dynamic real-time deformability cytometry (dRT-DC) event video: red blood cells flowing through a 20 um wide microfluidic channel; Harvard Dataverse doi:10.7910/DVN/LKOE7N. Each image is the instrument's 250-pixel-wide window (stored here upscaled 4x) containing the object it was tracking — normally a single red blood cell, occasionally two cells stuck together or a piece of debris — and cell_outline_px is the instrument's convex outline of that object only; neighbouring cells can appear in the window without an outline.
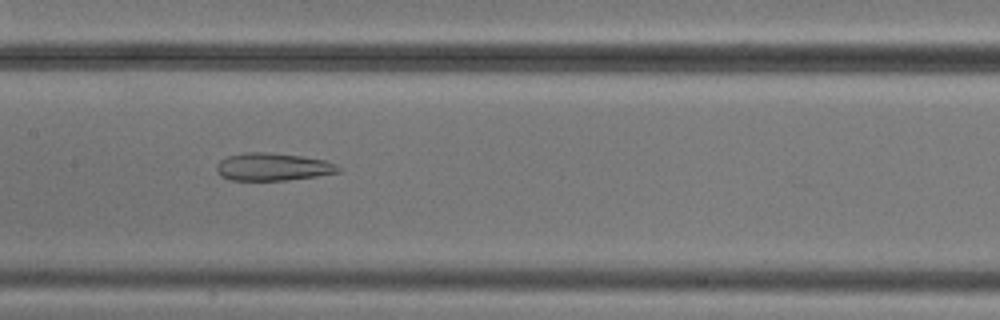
{"species": "common noctule bat (a hibernating species)", "species_latin": "Nyctalus noctula", "temperature_condition": "cold", "stored_images_in_passage": 9, "camera_frame_rate_fps": 3000, "um_per_image_px": 0.085, "animal": {"sex": "male", "body_mass_g": 20.5, "forearm_length_mm": 52.5}, "frame": {"image": 1, "passage_image": 6, "time_ms": 5.667, "image_size_px": [1000, 320], "cell_outline_px": [[340, 172], [316, 176], [284, 180], [232, 180], [220, 176], [216, 172], [216, 164], [220, 160], [228, 156], [244, 152], [268, 152], [304, 156], [324, 160], [336, 164], [340, 168]], "centroid_in_image_um": [23.16, 14.17], "position_along_channel_um": 184.2, "area_um2": 19.71}}
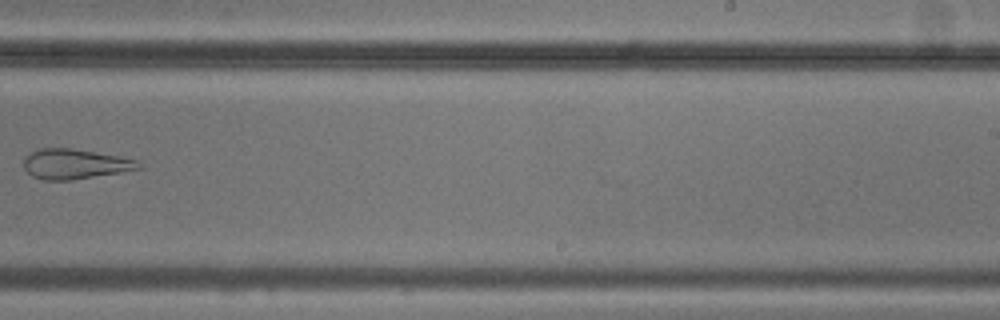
{"frame": {"image": 2, "passage_image": 8, "time_ms": 8.333, "image_size_px": [1000, 320], "cell_outline_px": [[140, 168], [120, 172], [72, 180], [44, 180], [32, 176], [24, 168], [24, 160], [28, 152], [40, 148], [72, 148], [116, 156], [136, 160]], "centroid_in_image_um": [6.28, 13.94], "position_along_channel_um": 282.7, "area_um2": 19.77}}